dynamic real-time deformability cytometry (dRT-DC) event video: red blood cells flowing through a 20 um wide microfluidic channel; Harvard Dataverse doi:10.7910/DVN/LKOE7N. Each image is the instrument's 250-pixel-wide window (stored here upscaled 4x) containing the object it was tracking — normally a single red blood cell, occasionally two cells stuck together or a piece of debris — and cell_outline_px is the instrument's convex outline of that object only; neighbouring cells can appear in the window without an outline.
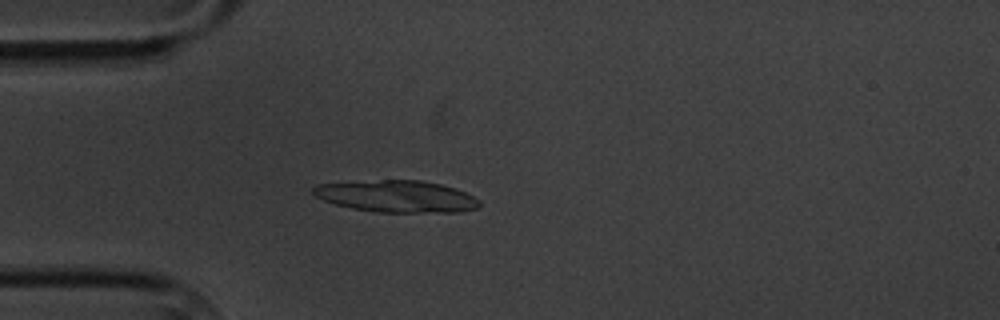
{"species": "common noctule bat (a hibernating species)", "species_latin": "Nyctalus noctula", "temperature_condition": "cold", "stored_images_in_passage": 3, "camera_frame_rate_fps": 3000, "um_per_image_px": 0.085, "animal": {"sex": "male", "body_mass_g": 20.1, "forearm_length_mm": 53.5}, "frame": {"image": 1, "passage_image": 3, "time_ms": 2.333, "image_size_px": [1000, 320], "cell_outline_px": [[480, 204], [476, 208], [460, 212], [376, 212], [352, 208], [336, 204], [324, 200], [316, 196], [312, 192], [312, 188], [316, 184], [380, 180], [420, 180], [440, 184], [456, 188], [480, 200]], "centroid_in_image_um": [33.72, 16.69], "position_along_channel_um": 51.3, "area_um2": 30.69}}